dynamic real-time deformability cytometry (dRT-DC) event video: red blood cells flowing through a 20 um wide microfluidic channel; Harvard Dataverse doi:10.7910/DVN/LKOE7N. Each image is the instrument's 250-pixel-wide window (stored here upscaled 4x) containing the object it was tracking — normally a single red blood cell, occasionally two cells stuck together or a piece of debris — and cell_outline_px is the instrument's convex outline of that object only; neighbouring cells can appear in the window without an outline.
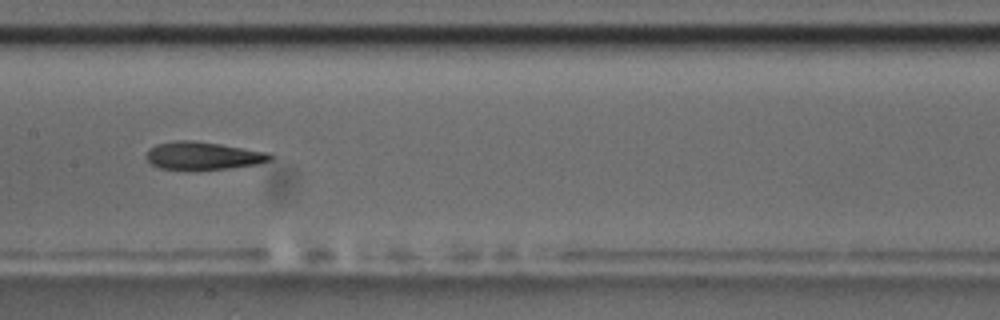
{"species": "common noctule bat (a hibernating species)", "species_latin": "Nyctalus noctula", "temperature_condition": "room temperature", "stored_images_in_passage": 9, "camera_frame_rate_fps": 3000, "um_per_image_px": 0.085, "animal": {"sex": "male", "body_mass_g": 17.5, "forearm_length_mm": 52.3}, "frame": {"image": 1, "passage_image": 9, "time_ms": 9.333, "image_size_px": [1000, 320], "cell_outline_px": [[272, 160], [260, 164], [228, 168], [160, 168], [152, 164], [144, 156], [148, 148], [156, 144], [176, 140], [192, 140], [220, 144], [268, 152], [272, 156]], "centroid_in_image_um": [17.26, 13.21], "position_along_channel_um": 190.1, "area_um2": 19.77}}